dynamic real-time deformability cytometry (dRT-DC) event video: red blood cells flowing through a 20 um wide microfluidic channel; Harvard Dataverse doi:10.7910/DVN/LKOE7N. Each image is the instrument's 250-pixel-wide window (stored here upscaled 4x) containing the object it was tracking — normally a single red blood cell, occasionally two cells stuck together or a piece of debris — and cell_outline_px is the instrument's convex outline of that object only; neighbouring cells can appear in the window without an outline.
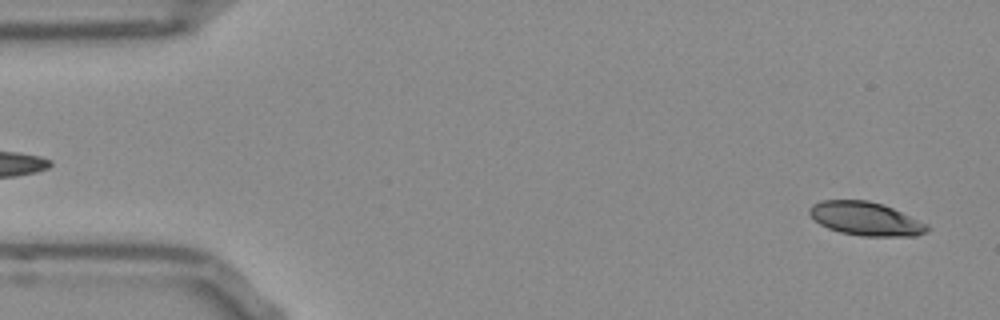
{"species": "Egyptian fruit bat (a non-hibernating species)", "species_latin": "Rousettus aegyptiacus", "temperature_condition": "room temperature", "stored_images_in_passage": 6, "camera_frame_rate_fps": 3000, "um_per_image_px": 0.085, "frame": {"image": 1, "passage_image": 2, "time_ms": 0.333, "image_size_px": [1000, 320], "cell_outline_px": [[928, 232], [916, 236], [860, 236], [840, 232], [828, 228], [820, 224], [808, 212], [808, 208], [812, 204], [820, 200], [868, 200], [892, 208], [928, 224]], "centroid_in_image_um": [73.57, 18.59], "position_along_channel_um": 11.4, "area_um2": 22.95}}